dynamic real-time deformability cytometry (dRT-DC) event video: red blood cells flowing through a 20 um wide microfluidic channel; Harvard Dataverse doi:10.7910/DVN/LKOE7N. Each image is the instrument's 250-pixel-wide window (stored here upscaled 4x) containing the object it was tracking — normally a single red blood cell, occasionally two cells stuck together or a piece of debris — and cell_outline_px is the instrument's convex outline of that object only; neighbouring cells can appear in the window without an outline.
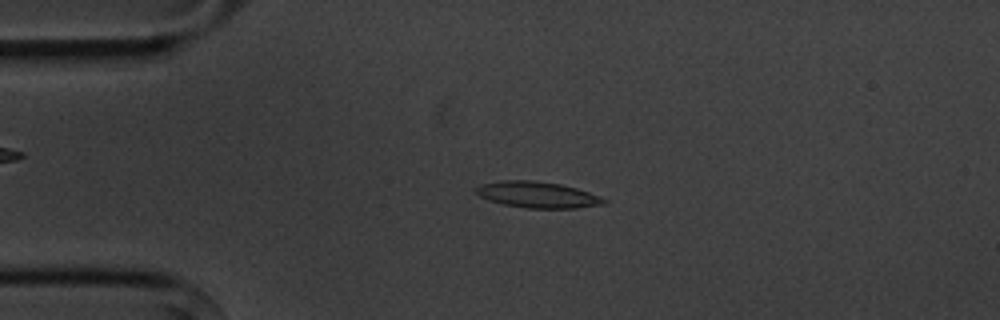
{"species": "common noctule bat (a hibernating species)", "species_latin": "Nyctalus noctula", "temperature_condition": "cold", "stored_images_in_passage": 3, "camera_frame_rate_fps": 3000, "um_per_image_px": 0.085, "animal": {"sex": "male", "body_mass_g": 20.1, "forearm_length_mm": 53.5}, "frame": {"image": 1, "passage_image": 2, "time_ms": 1.333, "image_size_px": [1000, 320], "cell_outline_px": [[608, 200], [604, 204], [576, 208], [528, 208], [504, 204], [488, 200], [480, 196], [476, 192], [476, 188], [480, 184], [504, 180], [532, 180], [560, 184], [576, 188], [600, 196]], "centroid_in_image_um": [45.7, 16.55], "position_along_channel_um": 39.3, "area_um2": 19.36}}